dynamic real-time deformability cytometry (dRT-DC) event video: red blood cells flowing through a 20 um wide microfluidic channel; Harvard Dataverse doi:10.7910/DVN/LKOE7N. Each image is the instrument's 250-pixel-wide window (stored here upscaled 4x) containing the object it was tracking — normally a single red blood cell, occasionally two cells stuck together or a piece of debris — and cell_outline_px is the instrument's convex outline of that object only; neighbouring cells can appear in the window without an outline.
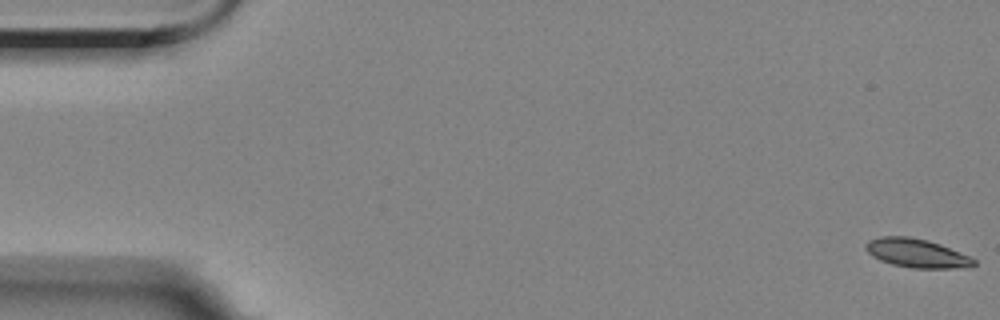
{"species": "Egyptian fruit bat (a non-hibernating species)", "species_latin": "Rousettus aegyptiacus", "temperature_condition": "room temperature", "stored_images_in_passage": 2, "camera_frame_rate_fps": 3000, "um_per_image_px": 0.085, "animal": {"sex": "female"}, "frame": {"image": 1, "passage_image": 1, "time_ms": 0.0, "image_size_px": [1000, 320], "cell_outline_px": [[976, 264], [968, 268], [912, 268], [892, 264], [880, 260], [872, 256], [864, 248], [864, 244], [868, 240], [880, 236], [908, 236], [928, 240], [940, 244], [968, 256], [976, 260]], "centroid_in_image_um": [77.89, 21.51], "position_along_channel_um": 7.1, "area_um2": 18.21}}